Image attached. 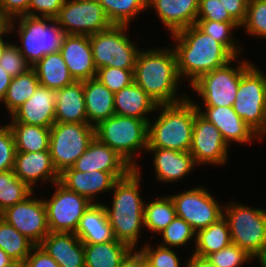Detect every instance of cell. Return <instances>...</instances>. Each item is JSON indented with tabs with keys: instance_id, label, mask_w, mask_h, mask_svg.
<instances>
[{
	"instance_id": "obj_1",
	"label": "cell",
	"mask_w": 266,
	"mask_h": 267,
	"mask_svg": "<svg viewBox=\"0 0 266 267\" xmlns=\"http://www.w3.org/2000/svg\"><path fill=\"white\" fill-rule=\"evenodd\" d=\"M133 78L157 105L176 104L189 97L188 91L182 93L180 90L184 81L179 77L176 53L170 45L142 48L136 59Z\"/></svg>"
},
{
	"instance_id": "obj_2",
	"label": "cell",
	"mask_w": 266,
	"mask_h": 267,
	"mask_svg": "<svg viewBox=\"0 0 266 267\" xmlns=\"http://www.w3.org/2000/svg\"><path fill=\"white\" fill-rule=\"evenodd\" d=\"M140 166L133 168L125 177L118 179L111 194V203L102 202L114 238L137 249L144 234V204L141 183L143 174ZM142 194V195H141ZM142 233V234H141Z\"/></svg>"
},
{
	"instance_id": "obj_3",
	"label": "cell",
	"mask_w": 266,
	"mask_h": 267,
	"mask_svg": "<svg viewBox=\"0 0 266 267\" xmlns=\"http://www.w3.org/2000/svg\"><path fill=\"white\" fill-rule=\"evenodd\" d=\"M181 80L190 86L202 75L228 64L235 57L196 24L170 35Z\"/></svg>"
},
{
	"instance_id": "obj_4",
	"label": "cell",
	"mask_w": 266,
	"mask_h": 267,
	"mask_svg": "<svg viewBox=\"0 0 266 267\" xmlns=\"http://www.w3.org/2000/svg\"><path fill=\"white\" fill-rule=\"evenodd\" d=\"M155 113L153 117L157 118L148 122L147 148L189 152L194 118L198 113L194 102L188 97L176 104L158 105Z\"/></svg>"
},
{
	"instance_id": "obj_5",
	"label": "cell",
	"mask_w": 266,
	"mask_h": 267,
	"mask_svg": "<svg viewBox=\"0 0 266 267\" xmlns=\"http://www.w3.org/2000/svg\"><path fill=\"white\" fill-rule=\"evenodd\" d=\"M12 32L18 34L17 47L27 62L33 66L45 55L59 52L66 36L55 18L20 16L9 21Z\"/></svg>"
},
{
	"instance_id": "obj_6",
	"label": "cell",
	"mask_w": 266,
	"mask_h": 267,
	"mask_svg": "<svg viewBox=\"0 0 266 267\" xmlns=\"http://www.w3.org/2000/svg\"><path fill=\"white\" fill-rule=\"evenodd\" d=\"M223 216L228 222L232 243L243 249L255 262L265 260L266 209L231 200L224 204Z\"/></svg>"
},
{
	"instance_id": "obj_7",
	"label": "cell",
	"mask_w": 266,
	"mask_h": 267,
	"mask_svg": "<svg viewBox=\"0 0 266 267\" xmlns=\"http://www.w3.org/2000/svg\"><path fill=\"white\" fill-rule=\"evenodd\" d=\"M148 122L115 114L95 126V137L121 155L132 168H137L140 154L147 153Z\"/></svg>"
},
{
	"instance_id": "obj_8",
	"label": "cell",
	"mask_w": 266,
	"mask_h": 267,
	"mask_svg": "<svg viewBox=\"0 0 266 267\" xmlns=\"http://www.w3.org/2000/svg\"><path fill=\"white\" fill-rule=\"evenodd\" d=\"M242 58L235 57L228 64L202 75L190 86L201 99L198 104L189 96L196 107L233 106L241 75L253 63L249 58Z\"/></svg>"
},
{
	"instance_id": "obj_9",
	"label": "cell",
	"mask_w": 266,
	"mask_h": 267,
	"mask_svg": "<svg viewBox=\"0 0 266 267\" xmlns=\"http://www.w3.org/2000/svg\"><path fill=\"white\" fill-rule=\"evenodd\" d=\"M232 107L263 142L266 137V73L255 63L242 73Z\"/></svg>"
},
{
	"instance_id": "obj_10",
	"label": "cell",
	"mask_w": 266,
	"mask_h": 267,
	"mask_svg": "<svg viewBox=\"0 0 266 267\" xmlns=\"http://www.w3.org/2000/svg\"><path fill=\"white\" fill-rule=\"evenodd\" d=\"M131 26L112 25L107 30L90 35L94 63L101 67L134 69L139 51L137 41L128 33ZM135 42V43H134Z\"/></svg>"
},
{
	"instance_id": "obj_11",
	"label": "cell",
	"mask_w": 266,
	"mask_h": 267,
	"mask_svg": "<svg viewBox=\"0 0 266 267\" xmlns=\"http://www.w3.org/2000/svg\"><path fill=\"white\" fill-rule=\"evenodd\" d=\"M95 138V127L86 123H58L50 128L49 151L55 169L61 174L71 168Z\"/></svg>"
},
{
	"instance_id": "obj_12",
	"label": "cell",
	"mask_w": 266,
	"mask_h": 267,
	"mask_svg": "<svg viewBox=\"0 0 266 267\" xmlns=\"http://www.w3.org/2000/svg\"><path fill=\"white\" fill-rule=\"evenodd\" d=\"M170 196L177 216L183 218L195 232L207 228L223 217L224 203L216 200L205 184L172 193Z\"/></svg>"
},
{
	"instance_id": "obj_13",
	"label": "cell",
	"mask_w": 266,
	"mask_h": 267,
	"mask_svg": "<svg viewBox=\"0 0 266 267\" xmlns=\"http://www.w3.org/2000/svg\"><path fill=\"white\" fill-rule=\"evenodd\" d=\"M53 194L43 198L50 232L75 233L80 219L93 204L88 198L67 189L59 181L53 184Z\"/></svg>"
},
{
	"instance_id": "obj_14",
	"label": "cell",
	"mask_w": 266,
	"mask_h": 267,
	"mask_svg": "<svg viewBox=\"0 0 266 267\" xmlns=\"http://www.w3.org/2000/svg\"><path fill=\"white\" fill-rule=\"evenodd\" d=\"M55 20L66 35H93L112 26L99 0H65Z\"/></svg>"
},
{
	"instance_id": "obj_15",
	"label": "cell",
	"mask_w": 266,
	"mask_h": 267,
	"mask_svg": "<svg viewBox=\"0 0 266 267\" xmlns=\"http://www.w3.org/2000/svg\"><path fill=\"white\" fill-rule=\"evenodd\" d=\"M229 146L220 130L199 113L195 115L190 154L195 163L200 167L213 165L225 166L229 160Z\"/></svg>"
},
{
	"instance_id": "obj_16",
	"label": "cell",
	"mask_w": 266,
	"mask_h": 267,
	"mask_svg": "<svg viewBox=\"0 0 266 267\" xmlns=\"http://www.w3.org/2000/svg\"><path fill=\"white\" fill-rule=\"evenodd\" d=\"M35 193L34 191L25 200L7 208L0 216L35 245H39L50 230L43 196L35 197Z\"/></svg>"
},
{
	"instance_id": "obj_17",
	"label": "cell",
	"mask_w": 266,
	"mask_h": 267,
	"mask_svg": "<svg viewBox=\"0 0 266 267\" xmlns=\"http://www.w3.org/2000/svg\"><path fill=\"white\" fill-rule=\"evenodd\" d=\"M129 172H103L99 170L82 172L72 167L65 169L59 177V182L67 189L88 198L92 203H101L97 200L103 193L111 192L115 182L125 177ZM102 193V194H101ZM100 194V195H99ZM98 195V196H97Z\"/></svg>"
},
{
	"instance_id": "obj_18",
	"label": "cell",
	"mask_w": 266,
	"mask_h": 267,
	"mask_svg": "<svg viewBox=\"0 0 266 267\" xmlns=\"http://www.w3.org/2000/svg\"><path fill=\"white\" fill-rule=\"evenodd\" d=\"M198 113L207 121L213 123L221 132L225 142L251 145L255 140L262 139L243 121L233 107H196Z\"/></svg>"
},
{
	"instance_id": "obj_19",
	"label": "cell",
	"mask_w": 266,
	"mask_h": 267,
	"mask_svg": "<svg viewBox=\"0 0 266 267\" xmlns=\"http://www.w3.org/2000/svg\"><path fill=\"white\" fill-rule=\"evenodd\" d=\"M152 154L155 180L158 184H175L199 168L190 152H179L164 148H147Z\"/></svg>"
},
{
	"instance_id": "obj_20",
	"label": "cell",
	"mask_w": 266,
	"mask_h": 267,
	"mask_svg": "<svg viewBox=\"0 0 266 267\" xmlns=\"http://www.w3.org/2000/svg\"><path fill=\"white\" fill-rule=\"evenodd\" d=\"M15 175L24 183H26L33 191L37 183L44 186L45 183L53 185L59 181L60 174L50 155V151L40 152H16L15 154Z\"/></svg>"
},
{
	"instance_id": "obj_21",
	"label": "cell",
	"mask_w": 266,
	"mask_h": 267,
	"mask_svg": "<svg viewBox=\"0 0 266 267\" xmlns=\"http://www.w3.org/2000/svg\"><path fill=\"white\" fill-rule=\"evenodd\" d=\"M63 59L75 81L96 78L90 38L87 35H66L61 50Z\"/></svg>"
},
{
	"instance_id": "obj_22",
	"label": "cell",
	"mask_w": 266,
	"mask_h": 267,
	"mask_svg": "<svg viewBox=\"0 0 266 267\" xmlns=\"http://www.w3.org/2000/svg\"><path fill=\"white\" fill-rule=\"evenodd\" d=\"M56 90L39 85L35 93L9 117L20 122L51 128L55 123Z\"/></svg>"
},
{
	"instance_id": "obj_23",
	"label": "cell",
	"mask_w": 266,
	"mask_h": 267,
	"mask_svg": "<svg viewBox=\"0 0 266 267\" xmlns=\"http://www.w3.org/2000/svg\"><path fill=\"white\" fill-rule=\"evenodd\" d=\"M199 0H147V11L157 14L168 35L196 24Z\"/></svg>"
},
{
	"instance_id": "obj_24",
	"label": "cell",
	"mask_w": 266,
	"mask_h": 267,
	"mask_svg": "<svg viewBox=\"0 0 266 267\" xmlns=\"http://www.w3.org/2000/svg\"><path fill=\"white\" fill-rule=\"evenodd\" d=\"M60 267H85L84 243L71 232H50L39 244Z\"/></svg>"
},
{
	"instance_id": "obj_25",
	"label": "cell",
	"mask_w": 266,
	"mask_h": 267,
	"mask_svg": "<svg viewBox=\"0 0 266 267\" xmlns=\"http://www.w3.org/2000/svg\"><path fill=\"white\" fill-rule=\"evenodd\" d=\"M72 168L82 172H130L133 168L126 160L96 137L89 143L86 151L76 160Z\"/></svg>"
},
{
	"instance_id": "obj_26",
	"label": "cell",
	"mask_w": 266,
	"mask_h": 267,
	"mask_svg": "<svg viewBox=\"0 0 266 267\" xmlns=\"http://www.w3.org/2000/svg\"><path fill=\"white\" fill-rule=\"evenodd\" d=\"M157 103L135 82L114 93V110L119 116L150 120Z\"/></svg>"
},
{
	"instance_id": "obj_27",
	"label": "cell",
	"mask_w": 266,
	"mask_h": 267,
	"mask_svg": "<svg viewBox=\"0 0 266 267\" xmlns=\"http://www.w3.org/2000/svg\"><path fill=\"white\" fill-rule=\"evenodd\" d=\"M55 122L88 124L83 81H75L71 85L56 90Z\"/></svg>"
},
{
	"instance_id": "obj_28",
	"label": "cell",
	"mask_w": 266,
	"mask_h": 267,
	"mask_svg": "<svg viewBox=\"0 0 266 267\" xmlns=\"http://www.w3.org/2000/svg\"><path fill=\"white\" fill-rule=\"evenodd\" d=\"M83 91L89 125L95 127L115 115L114 93L97 78L83 81Z\"/></svg>"
},
{
	"instance_id": "obj_29",
	"label": "cell",
	"mask_w": 266,
	"mask_h": 267,
	"mask_svg": "<svg viewBox=\"0 0 266 267\" xmlns=\"http://www.w3.org/2000/svg\"><path fill=\"white\" fill-rule=\"evenodd\" d=\"M75 234L83 243L97 244L115 239L102 203H93L87 209L80 219Z\"/></svg>"
},
{
	"instance_id": "obj_30",
	"label": "cell",
	"mask_w": 266,
	"mask_h": 267,
	"mask_svg": "<svg viewBox=\"0 0 266 267\" xmlns=\"http://www.w3.org/2000/svg\"><path fill=\"white\" fill-rule=\"evenodd\" d=\"M32 68L40 85L50 89L59 90L75 82L60 51L45 55Z\"/></svg>"
},
{
	"instance_id": "obj_31",
	"label": "cell",
	"mask_w": 266,
	"mask_h": 267,
	"mask_svg": "<svg viewBox=\"0 0 266 267\" xmlns=\"http://www.w3.org/2000/svg\"><path fill=\"white\" fill-rule=\"evenodd\" d=\"M131 248L116 239L104 243H84L85 267H119Z\"/></svg>"
},
{
	"instance_id": "obj_32",
	"label": "cell",
	"mask_w": 266,
	"mask_h": 267,
	"mask_svg": "<svg viewBox=\"0 0 266 267\" xmlns=\"http://www.w3.org/2000/svg\"><path fill=\"white\" fill-rule=\"evenodd\" d=\"M231 243L232 239L228 222L223 216L207 228L196 232L195 246L191 253L201 257H207L214 252L222 250Z\"/></svg>"
},
{
	"instance_id": "obj_33",
	"label": "cell",
	"mask_w": 266,
	"mask_h": 267,
	"mask_svg": "<svg viewBox=\"0 0 266 267\" xmlns=\"http://www.w3.org/2000/svg\"><path fill=\"white\" fill-rule=\"evenodd\" d=\"M177 216L174 202L170 195L157 196L154 200L145 201L144 204V227L148 234L153 236L162 232ZM150 230V231H149ZM152 232V233H151Z\"/></svg>"
},
{
	"instance_id": "obj_34",
	"label": "cell",
	"mask_w": 266,
	"mask_h": 267,
	"mask_svg": "<svg viewBox=\"0 0 266 267\" xmlns=\"http://www.w3.org/2000/svg\"><path fill=\"white\" fill-rule=\"evenodd\" d=\"M11 128L16 152L49 151L50 128L20 122H7Z\"/></svg>"
},
{
	"instance_id": "obj_35",
	"label": "cell",
	"mask_w": 266,
	"mask_h": 267,
	"mask_svg": "<svg viewBox=\"0 0 266 267\" xmlns=\"http://www.w3.org/2000/svg\"><path fill=\"white\" fill-rule=\"evenodd\" d=\"M40 85L33 68L11 79L5 98L0 103L7 109L9 116L26 102Z\"/></svg>"
},
{
	"instance_id": "obj_36",
	"label": "cell",
	"mask_w": 266,
	"mask_h": 267,
	"mask_svg": "<svg viewBox=\"0 0 266 267\" xmlns=\"http://www.w3.org/2000/svg\"><path fill=\"white\" fill-rule=\"evenodd\" d=\"M196 25L217 42L221 43L234 57L243 55L244 45L235 37L234 32L241 30L237 22H217L196 20ZM243 45V46H241Z\"/></svg>"
},
{
	"instance_id": "obj_37",
	"label": "cell",
	"mask_w": 266,
	"mask_h": 267,
	"mask_svg": "<svg viewBox=\"0 0 266 267\" xmlns=\"http://www.w3.org/2000/svg\"><path fill=\"white\" fill-rule=\"evenodd\" d=\"M35 244L0 216V248L13 261L25 262Z\"/></svg>"
},
{
	"instance_id": "obj_38",
	"label": "cell",
	"mask_w": 266,
	"mask_h": 267,
	"mask_svg": "<svg viewBox=\"0 0 266 267\" xmlns=\"http://www.w3.org/2000/svg\"><path fill=\"white\" fill-rule=\"evenodd\" d=\"M112 25H131L147 10V0H99ZM145 10V12H144Z\"/></svg>"
},
{
	"instance_id": "obj_39",
	"label": "cell",
	"mask_w": 266,
	"mask_h": 267,
	"mask_svg": "<svg viewBox=\"0 0 266 267\" xmlns=\"http://www.w3.org/2000/svg\"><path fill=\"white\" fill-rule=\"evenodd\" d=\"M34 191L14 173V170L0 172V214L7 208L25 200Z\"/></svg>"
},
{
	"instance_id": "obj_40",
	"label": "cell",
	"mask_w": 266,
	"mask_h": 267,
	"mask_svg": "<svg viewBox=\"0 0 266 267\" xmlns=\"http://www.w3.org/2000/svg\"><path fill=\"white\" fill-rule=\"evenodd\" d=\"M162 238V241L157 244L170 247V248H180L189 246L192 244L195 246V236L196 232L192 227L183 219L176 216L173 221L158 234Z\"/></svg>"
},
{
	"instance_id": "obj_41",
	"label": "cell",
	"mask_w": 266,
	"mask_h": 267,
	"mask_svg": "<svg viewBox=\"0 0 266 267\" xmlns=\"http://www.w3.org/2000/svg\"><path fill=\"white\" fill-rule=\"evenodd\" d=\"M240 28L246 35L266 41V0H249L247 13Z\"/></svg>"
},
{
	"instance_id": "obj_42",
	"label": "cell",
	"mask_w": 266,
	"mask_h": 267,
	"mask_svg": "<svg viewBox=\"0 0 266 267\" xmlns=\"http://www.w3.org/2000/svg\"><path fill=\"white\" fill-rule=\"evenodd\" d=\"M139 248L147 259L149 267H182L179 252L174 248L164 247L159 244H150L145 241ZM177 252V253H176Z\"/></svg>"
},
{
	"instance_id": "obj_43",
	"label": "cell",
	"mask_w": 266,
	"mask_h": 267,
	"mask_svg": "<svg viewBox=\"0 0 266 267\" xmlns=\"http://www.w3.org/2000/svg\"><path fill=\"white\" fill-rule=\"evenodd\" d=\"M207 258L216 267H243L244 264H249L250 262L255 261L243 249L234 243L229 244L222 250L208 255Z\"/></svg>"
},
{
	"instance_id": "obj_44",
	"label": "cell",
	"mask_w": 266,
	"mask_h": 267,
	"mask_svg": "<svg viewBox=\"0 0 266 267\" xmlns=\"http://www.w3.org/2000/svg\"><path fill=\"white\" fill-rule=\"evenodd\" d=\"M134 69L116 67H101L97 69L96 78L113 93L134 82Z\"/></svg>"
},
{
	"instance_id": "obj_45",
	"label": "cell",
	"mask_w": 266,
	"mask_h": 267,
	"mask_svg": "<svg viewBox=\"0 0 266 267\" xmlns=\"http://www.w3.org/2000/svg\"><path fill=\"white\" fill-rule=\"evenodd\" d=\"M0 66H3V69L7 71L12 78L32 68L21 54L16 41H10L3 49L2 55L0 56Z\"/></svg>"
},
{
	"instance_id": "obj_46",
	"label": "cell",
	"mask_w": 266,
	"mask_h": 267,
	"mask_svg": "<svg viewBox=\"0 0 266 267\" xmlns=\"http://www.w3.org/2000/svg\"><path fill=\"white\" fill-rule=\"evenodd\" d=\"M0 124V172L14 169L16 146L13 132L6 123Z\"/></svg>"
},
{
	"instance_id": "obj_47",
	"label": "cell",
	"mask_w": 266,
	"mask_h": 267,
	"mask_svg": "<svg viewBox=\"0 0 266 267\" xmlns=\"http://www.w3.org/2000/svg\"><path fill=\"white\" fill-rule=\"evenodd\" d=\"M196 20L236 22L224 8L220 0H199Z\"/></svg>"
},
{
	"instance_id": "obj_48",
	"label": "cell",
	"mask_w": 266,
	"mask_h": 267,
	"mask_svg": "<svg viewBox=\"0 0 266 267\" xmlns=\"http://www.w3.org/2000/svg\"><path fill=\"white\" fill-rule=\"evenodd\" d=\"M65 0H30L29 16L55 18Z\"/></svg>"
},
{
	"instance_id": "obj_49",
	"label": "cell",
	"mask_w": 266,
	"mask_h": 267,
	"mask_svg": "<svg viewBox=\"0 0 266 267\" xmlns=\"http://www.w3.org/2000/svg\"><path fill=\"white\" fill-rule=\"evenodd\" d=\"M30 0H0V11L9 20L29 15Z\"/></svg>"
},
{
	"instance_id": "obj_50",
	"label": "cell",
	"mask_w": 266,
	"mask_h": 267,
	"mask_svg": "<svg viewBox=\"0 0 266 267\" xmlns=\"http://www.w3.org/2000/svg\"><path fill=\"white\" fill-rule=\"evenodd\" d=\"M26 267H60L39 245H35L25 260Z\"/></svg>"
},
{
	"instance_id": "obj_51",
	"label": "cell",
	"mask_w": 266,
	"mask_h": 267,
	"mask_svg": "<svg viewBox=\"0 0 266 267\" xmlns=\"http://www.w3.org/2000/svg\"><path fill=\"white\" fill-rule=\"evenodd\" d=\"M248 1L249 0H220L230 16L239 25H241L246 18Z\"/></svg>"
},
{
	"instance_id": "obj_52",
	"label": "cell",
	"mask_w": 266,
	"mask_h": 267,
	"mask_svg": "<svg viewBox=\"0 0 266 267\" xmlns=\"http://www.w3.org/2000/svg\"><path fill=\"white\" fill-rule=\"evenodd\" d=\"M119 267H149L144 254L139 249H131L124 257Z\"/></svg>"
},
{
	"instance_id": "obj_53",
	"label": "cell",
	"mask_w": 266,
	"mask_h": 267,
	"mask_svg": "<svg viewBox=\"0 0 266 267\" xmlns=\"http://www.w3.org/2000/svg\"><path fill=\"white\" fill-rule=\"evenodd\" d=\"M184 263L185 267H216L207 257L194 254H191L190 258L185 259Z\"/></svg>"
},
{
	"instance_id": "obj_54",
	"label": "cell",
	"mask_w": 266,
	"mask_h": 267,
	"mask_svg": "<svg viewBox=\"0 0 266 267\" xmlns=\"http://www.w3.org/2000/svg\"><path fill=\"white\" fill-rule=\"evenodd\" d=\"M12 77L0 66V103L5 98Z\"/></svg>"
},
{
	"instance_id": "obj_55",
	"label": "cell",
	"mask_w": 266,
	"mask_h": 267,
	"mask_svg": "<svg viewBox=\"0 0 266 267\" xmlns=\"http://www.w3.org/2000/svg\"><path fill=\"white\" fill-rule=\"evenodd\" d=\"M12 34L9 24L0 32V56L2 55L3 49L10 42L7 40L8 35ZM7 40V41H6Z\"/></svg>"
},
{
	"instance_id": "obj_56",
	"label": "cell",
	"mask_w": 266,
	"mask_h": 267,
	"mask_svg": "<svg viewBox=\"0 0 266 267\" xmlns=\"http://www.w3.org/2000/svg\"><path fill=\"white\" fill-rule=\"evenodd\" d=\"M13 260L0 248V267L10 264Z\"/></svg>"
},
{
	"instance_id": "obj_57",
	"label": "cell",
	"mask_w": 266,
	"mask_h": 267,
	"mask_svg": "<svg viewBox=\"0 0 266 267\" xmlns=\"http://www.w3.org/2000/svg\"><path fill=\"white\" fill-rule=\"evenodd\" d=\"M9 24V20L0 11V32Z\"/></svg>"
},
{
	"instance_id": "obj_58",
	"label": "cell",
	"mask_w": 266,
	"mask_h": 267,
	"mask_svg": "<svg viewBox=\"0 0 266 267\" xmlns=\"http://www.w3.org/2000/svg\"><path fill=\"white\" fill-rule=\"evenodd\" d=\"M4 267H26L25 262L22 261H12L10 264Z\"/></svg>"
},
{
	"instance_id": "obj_59",
	"label": "cell",
	"mask_w": 266,
	"mask_h": 267,
	"mask_svg": "<svg viewBox=\"0 0 266 267\" xmlns=\"http://www.w3.org/2000/svg\"><path fill=\"white\" fill-rule=\"evenodd\" d=\"M257 264H259L260 267H266V259L263 260V261H259V262H257Z\"/></svg>"
}]
</instances>
